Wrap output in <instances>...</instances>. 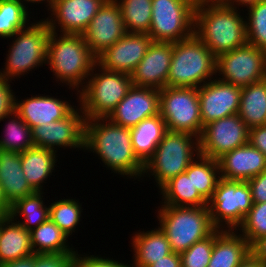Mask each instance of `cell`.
Instances as JSON below:
<instances>
[{"instance_id": "cell-1", "label": "cell", "mask_w": 266, "mask_h": 267, "mask_svg": "<svg viewBox=\"0 0 266 267\" xmlns=\"http://www.w3.org/2000/svg\"><path fill=\"white\" fill-rule=\"evenodd\" d=\"M86 151L96 155L111 173L142 182L144 165L134 154L129 128L107 118L87 119L83 152Z\"/></svg>"}, {"instance_id": "cell-2", "label": "cell", "mask_w": 266, "mask_h": 267, "mask_svg": "<svg viewBox=\"0 0 266 267\" xmlns=\"http://www.w3.org/2000/svg\"><path fill=\"white\" fill-rule=\"evenodd\" d=\"M194 34L216 57L243 47L247 44L244 10L220 0H197Z\"/></svg>"}, {"instance_id": "cell-3", "label": "cell", "mask_w": 266, "mask_h": 267, "mask_svg": "<svg viewBox=\"0 0 266 267\" xmlns=\"http://www.w3.org/2000/svg\"><path fill=\"white\" fill-rule=\"evenodd\" d=\"M97 63L82 34L50 32L46 64L53 73L55 82L75 92L78 103V92ZM61 83V84H60ZM76 90V91H75Z\"/></svg>"}, {"instance_id": "cell-4", "label": "cell", "mask_w": 266, "mask_h": 267, "mask_svg": "<svg viewBox=\"0 0 266 267\" xmlns=\"http://www.w3.org/2000/svg\"><path fill=\"white\" fill-rule=\"evenodd\" d=\"M34 21V22H33ZM33 21L23 30H19L7 39L8 53L6 52L5 65L0 69V76L9 81L20 80L30 72L45 67L47 47L50 36L48 23L43 19Z\"/></svg>"}, {"instance_id": "cell-5", "label": "cell", "mask_w": 266, "mask_h": 267, "mask_svg": "<svg viewBox=\"0 0 266 267\" xmlns=\"http://www.w3.org/2000/svg\"><path fill=\"white\" fill-rule=\"evenodd\" d=\"M217 57L193 33L173 43L167 87L199 88L216 78Z\"/></svg>"}, {"instance_id": "cell-6", "label": "cell", "mask_w": 266, "mask_h": 267, "mask_svg": "<svg viewBox=\"0 0 266 267\" xmlns=\"http://www.w3.org/2000/svg\"><path fill=\"white\" fill-rule=\"evenodd\" d=\"M156 218L159 227L165 232L172 252L182 253L195 242L210 236L214 227L207 206L185 207L160 205Z\"/></svg>"}, {"instance_id": "cell-7", "label": "cell", "mask_w": 266, "mask_h": 267, "mask_svg": "<svg viewBox=\"0 0 266 267\" xmlns=\"http://www.w3.org/2000/svg\"><path fill=\"white\" fill-rule=\"evenodd\" d=\"M199 154L198 137L167 130L153 157L145 164L141 180L149 177L159 190L170 179L185 172Z\"/></svg>"}, {"instance_id": "cell-8", "label": "cell", "mask_w": 266, "mask_h": 267, "mask_svg": "<svg viewBox=\"0 0 266 267\" xmlns=\"http://www.w3.org/2000/svg\"><path fill=\"white\" fill-rule=\"evenodd\" d=\"M132 85L130 74L108 71L96 63L78 92V104L85 119L106 118Z\"/></svg>"}, {"instance_id": "cell-9", "label": "cell", "mask_w": 266, "mask_h": 267, "mask_svg": "<svg viewBox=\"0 0 266 267\" xmlns=\"http://www.w3.org/2000/svg\"><path fill=\"white\" fill-rule=\"evenodd\" d=\"M159 114L169 131L200 137L203 124L198 88L164 87L160 90Z\"/></svg>"}, {"instance_id": "cell-10", "label": "cell", "mask_w": 266, "mask_h": 267, "mask_svg": "<svg viewBox=\"0 0 266 267\" xmlns=\"http://www.w3.org/2000/svg\"><path fill=\"white\" fill-rule=\"evenodd\" d=\"M252 206L248 183L224 178H220L207 202L211 221L220 230H237Z\"/></svg>"}, {"instance_id": "cell-11", "label": "cell", "mask_w": 266, "mask_h": 267, "mask_svg": "<svg viewBox=\"0 0 266 267\" xmlns=\"http://www.w3.org/2000/svg\"><path fill=\"white\" fill-rule=\"evenodd\" d=\"M197 0H152V41L175 43L194 33Z\"/></svg>"}, {"instance_id": "cell-12", "label": "cell", "mask_w": 266, "mask_h": 267, "mask_svg": "<svg viewBox=\"0 0 266 267\" xmlns=\"http://www.w3.org/2000/svg\"><path fill=\"white\" fill-rule=\"evenodd\" d=\"M216 77L243 88L266 79V52L246 44L217 57Z\"/></svg>"}, {"instance_id": "cell-13", "label": "cell", "mask_w": 266, "mask_h": 267, "mask_svg": "<svg viewBox=\"0 0 266 267\" xmlns=\"http://www.w3.org/2000/svg\"><path fill=\"white\" fill-rule=\"evenodd\" d=\"M85 115L77 104L65 118L32 128L34 147L59 152L62 149L84 150Z\"/></svg>"}, {"instance_id": "cell-14", "label": "cell", "mask_w": 266, "mask_h": 267, "mask_svg": "<svg viewBox=\"0 0 266 267\" xmlns=\"http://www.w3.org/2000/svg\"><path fill=\"white\" fill-rule=\"evenodd\" d=\"M249 128L238 114L204 125L199 137L200 155L218 160L248 143Z\"/></svg>"}, {"instance_id": "cell-15", "label": "cell", "mask_w": 266, "mask_h": 267, "mask_svg": "<svg viewBox=\"0 0 266 267\" xmlns=\"http://www.w3.org/2000/svg\"><path fill=\"white\" fill-rule=\"evenodd\" d=\"M105 1L54 0L46 9L48 17L43 19L51 32L82 34Z\"/></svg>"}, {"instance_id": "cell-16", "label": "cell", "mask_w": 266, "mask_h": 267, "mask_svg": "<svg viewBox=\"0 0 266 267\" xmlns=\"http://www.w3.org/2000/svg\"><path fill=\"white\" fill-rule=\"evenodd\" d=\"M126 33L119 5L115 0H106L82 36L97 58Z\"/></svg>"}, {"instance_id": "cell-17", "label": "cell", "mask_w": 266, "mask_h": 267, "mask_svg": "<svg viewBox=\"0 0 266 267\" xmlns=\"http://www.w3.org/2000/svg\"><path fill=\"white\" fill-rule=\"evenodd\" d=\"M203 126L209 122L238 114L241 88L217 77L198 88Z\"/></svg>"}, {"instance_id": "cell-18", "label": "cell", "mask_w": 266, "mask_h": 267, "mask_svg": "<svg viewBox=\"0 0 266 267\" xmlns=\"http://www.w3.org/2000/svg\"><path fill=\"white\" fill-rule=\"evenodd\" d=\"M159 102L160 90L132 85L127 95L106 118L130 129L145 118L159 114Z\"/></svg>"}, {"instance_id": "cell-19", "label": "cell", "mask_w": 266, "mask_h": 267, "mask_svg": "<svg viewBox=\"0 0 266 267\" xmlns=\"http://www.w3.org/2000/svg\"><path fill=\"white\" fill-rule=\"evenodd\" d=\"M152 42L148 34L127 32L96 58L97 64L108 71L131 74Z\"/></svg>"}, {"instance_id": "cell-20", "label": "cell", "mask_w": 266, "mask_h": 267, "mask_svg": "<svg viewBox=\"0 0 266 267\" xmlns=\"http://www.w3.org/2000/svg\"><path fill=\"white\" fill-rule=\"evenodd\" d=\"M44 94H31L24 99L15 95L14 111L32 129L65 118L76 106L67 98ZM73 103V104H72Z\"/></svg>"}, {"instance_id": "cell-21", "label": "cell", "mask_w": 266, "mask_h": 267, "mask_svg": "<svg viewBox=\"0 0 266 267\" xmlns=\"http://www.w3.org/2000/svg\"><path fill=\"white\" fill-rule=\"evenodd\" d=\"M172 54L173 43L153 41L141 62L130 74L132 84L162 90L167 86Z\"/></svg>"}, {"instance_id": "cell-22", "label": "cell", "mask_w": 266, "mask_h": 267, "mask_svg": "<svg viewBox=\"0 0 266 267\" xmlns=\"http://www.w3.org/2000/svg\"><path fill=\"white\" fill-rule=\"evenodd\" d=\"M218 163L221 178L247 182L266 169V156L247 143L224 154Z\"/></svg>"}, {"instance_id": "cell-23", "label": "cell", "mask_w": 266, "mask_h": 267, "mask_svg": "<svg viewBox=\"0 0 266 267\" xmlns=\"http://www.w3.org/2000/svg\"><path fill=\"white\" fill-rule=\"evenodd\" d=\"M139 229L131 237V252H133L131 267H148L156 261L172 253L165 232L156 226L150 230Z\"/></svg>"}, {"instance_id": "cell-24", "label": "cell", "mask_w": 266, "mask_h": 267, "mask_svg": "<svg viewBox=\"0 0 266 267\" xmlns=\"http://www.w3.org/2000/svg\"><path fill=\"white\" fill-rule=\"evenodd\" d=\"M0 186L10 206L19 199L36 192L25 178L21 153L0 149Z\"/></svg>"}, {"instance_id": "cell-25", "label": "cell", "mask_w": 266, "mask_h": 267, "mask_svg": "<svg viewBox=\"0 0 266 267\" xmlns=\"http://www.w3.org/2000/svg\"><path fill=\"white\" fill-rule=\"evenodd\" d=\"M250 254L249 243L237 230L216 229L208 267H238Z\"/></svg>"}, {"instance_id": "cell-26", "label": "cell", "mask_w": 266, "mask_h": 267, "mask_svg": "<svg viewBox=\"0 0 266 267\" xmlns=\"http://www.w3.org/2000/svg\"><path fill=\"white\" fill-rule=\"evenodd\" d=\"M58 154L53 150L39 147H33L21 153L22 170L25 178L36 192L45 190L46 181L54 175L52 173H55V167H59L57 162L60 164L58 160L60 154Z\"/></svg>"}, {"instance_id": "cell-27", "label": "cell", "mask_w": 266, "mask_h": 267, "mask_svg": "<svg viewBox=\"0 0 266 267\" xmlns=\"http://www.w3.org/2000/svg\"><path fill=\"white\" fill-rule=\"evenodd\" d=\"M32 254L30 232L9 215L0 217V265Z\"/></svg>"}, {"instance_id": "cell-28", "label": "cell", "mask_w": 266, "mask_h": 267, "mask_svg": "<svg viewBox=\"0 0 266 267\" xmlns=\"http://www.w3.org/2000/svg\"><path fill=\"white\" fill-rule=\"evenodd\" d=\"M129 131L134 154L145 166L153 157L158 144L167 131L165 121L160 114H157L145 118Z\"/></svg>"}, {"instance_id": "cell-29", "label": "cell", "mask_w": 266, "mask_h": 267, "mask_svg": "<svg viewBox=\"0 0 266 267\" xmlns=\"http://www.w3.org/2000/svg\"><path fill=\"white\" fill-rule=\"evenodd\" d=\"M158 191L160 205L202 207L207 200L197 191L192 183V162L185 172L166 182ZM162 195V196H161Z\"/></svg>"}, {"instance_id": "cell-30", "label": "cell", "mask_w": 266, "mask_h": 267, "mask_svg": "<svg viewBox=\"0 0 266 267\" xmlns=\"http://www.w3.org/2000/svg\"><path fill=\"white\" fill-rule=\"evenodd\" d=\"M238 116L249 129L266 125V79L241 88Z\"/></svg>"}, {"instance_id": "cell-31", "label": "cell", "mask_w": 266, "mask_h": 267, "mask_svg": "<svg viewBox=\"0 0 266 267\" xmlns=\"http://www.w3.org/2000/svg\"><path fill=\"white\" fill-rule=\"evenodd\" d=\"M30 239L34 254L76 253L71 239L50 218L30 231Z\"/></svg>"}, {"instance_id": "cell-32", "label": "cell", "mask_w": 266, "mask_h": 267, "mask_svg": "<svg viewBox=\"0 0 266 267\" xmlns=\"http://www.w3.org/2000/svg\"><path fill=\"white\" fill-rule=\"evenodd\" d=\"M44 194V191L35 192L19 199L11 206L8 215L27 231H32L49 219V204L44 202ZM21 217H23L22 220Z\"/></svg>"}, {"instance_id": "cell-33", "label": "cell", "mask_w": 266, "mask_h": 267, "mask_svg": "<svg viewBox=\"0 0 266 267\" xmlns=\"http://www.w3.org/2000/svg\"><path fill=\"white\" fill-rule=\"evenodd\" d=\"M31 10L22 0H0V38L9 39L25 29L34 16Z\"/></svg>"}, {"instance_id": "cell-34", "label": "cell", "mask_w": 266, "mask_h": 267, "mask_svg": "<svg viewBox=\"0 0 266 267\" xmlns=\"http://www.w3.org/2000/svg\"><path fill=\"white\" fill-rule=\"evenodd\" d=\"M1 121L5 122V128H3L4 133L1 132L4 135L0 136V149L22 153L34 147L32 129L15 111L3 117L0 123Z\"/></svg>"}, {"instance_id": "cell-35", "label": "cell", "mask_w": 266, "mask_h": 267, "mask_svg": "<svg viewBox=\"0 0 266 267\" xmlns=\"http://www.w3.org/2000/svg\"><path fill=\"white\" fill-rule=\"evenodd\" d=\"M49 218L68 236L78 233L83 218V207L79 198H61L49 203ZM77 228V229H76ZM74 233V234H73Z\"/></svg>"}, {"instance_id": "cell-36", "label": "cell", "mask_w": 266, "mask_h": 267, "mask_svg": "<svg viewBox=\"0 0 266 267\" xmlns=\"http://www.w3.org/2000/svg\"><path fill=\"white\" fill-rule=\"evenodd\" d=\"M120 7L126 32L148 34L151 26L152 0H115Z\"/></svg>"}, {"instance_id": "cell-37", "label": "cell", "mask_w": 266, "mask_h": 267, "mask_svg": "<svg viewBox=\"0 0 266 267\" xmlns=\"http://www.w3.org/2000/svg\"><path fill=\"white\" fill-rule=\"evenodd\" d=\"M218 160L198 155L192 161V183L197 191L208 201L220 180Z\"/></svg>"}, {"instance_id": "cell-38", "label": "cell", "mask_w": 266, "mask_h": 267, "mask_svg": "<svg viewBox=\"0 0 266 267\" xmlns=\"http://www.w3.org/2000/svg\"><path fill=\"white\" fill-rule=\"evenodd\" d=\"M244 10L247 44L266 52V0H260Z\"/></svg>"}, {"instance_id": "cell-39", "label": "cell", "mask_w": 266, "mask_h": 267, "mask_svg": "<svg viewBox=\"0 0 266 267\" xmlns=\"http://www.w3.org/2000/svg\"><path fill=\"white\" fill-rule=\"evenodd\" d=\"M237 231L250 246L256 240L266 236V202L253 203Z\"/></svg>"}, {"instance_id": "cell-40", "label": "cell", "mask_w": 266, "mask_h": 267, "mask_svg": "<svg viewBox=\"0 0 266 267\" xmlns=\"http://www.w3.org/2000/svg\"><path fill=\"white\" fill-rule=\"evenodd\" d=\"M214 244V232L203 240L195 242L180 253L182 267H208Z\"/></svg>"}, {"instance_id": "cell-41", "label": "cell", "mask_w": 266, "mask_h": 267, "mask_svg": "<svg viewBox=\"0 0 266 267\" xmlns=\"http://www.w3.org/2000/svg\"><path fill=\"white\" fill-rule=\"evenodd\" d=\"M90 253L91 252H89V254L84 252V254H81L76 249L72 267H131L128 262L125 263L122 262V260L118 261L117 259H113V256L110 258L105 255H96V252H94V255H90Z\"/></svg>"}, {"instance_id": "cell-42", "label": "cell", "mask_w": 266, "mask_h": 267, "mask_svg": "<svg viewBox=\"0 0 266 267\" xmlns=\"http://www.w3.org/2000/svg\"><path fill=\"white\" fill-rule=\"evenodd\" d=\"M75 253L34 254V267H72Z\"/></svg>"}, {"instance_id": "cell-43", "label": "cell", "mask_w": 266, "mask_h": 267, "mask_svg": "<svg viewBox=\"0 0 266 267\" xmlns=\"http://www.w3.org/2000/svg\"><path fill=\"white\" fill-rule=\"evenodd\" d=\"M12 81L0 76V120L14 111L15 92L11 84Z\"/></svg>"}, {"instance_id": "cell-44", "label": "cell", "mask_w": 266, "mask_h": 267, "mask_svg": "<svg viewBox=\"0 0 266 267\" xmlns=\"http://www.w3.org/2000/svg\"><path fill=\"white\" fill-rule=\"evenodd\" d=\"M253 203L266 202V169L247 181Z\"/></svg>"}, {"instance_id": "cell-45", "label": "cell", "mask_w": 266, "mask_h": 267, "mask_svg": "<svg viewBox=\"0 0 266 267\" xmlns=\"http://www.w3.org/2000/svg\"><path fill=\"white\" fill-rule=\"evenodd\" d=\"M248 143L266 156V125L249 129Z\"/></svg>"}, {"instance_id": "cell-46", "label": "cell", "mask_w": 266, "mask_h": 267, "mask_svg": "<svg viewBox=\"0 0 266 267\" xmlns=\"http://www.w3.org/2000/svg\"><path fill=\"white\" fill-rule=\"evenodd\" d=\"M148 267H182L180 254L172 252Z\"/></svg>"}, {"instance_id": "cell-47", "label": "cell", "mask_w": 266, "mask_h": 267, "mask_svg": "<svg viewBox=\"0 0 266 267\" xmlns=\"http://www.w3.org/2000/svg\"><path fill=\"white\" fill-rule=\"evenodd\" d=\"M251 254L262 263H266V236L256 240L250 246Z\"/></svg>"}, {"instance_id": "cell-48", "label": "cell", "mask_w": 266, "mask_h": 267, "mask_svg": "<svg viewBox=\"0 0 266 267\" xmlns=\"http://www.w3.org/2000/svg\"><path fill=\"white\" fill-rule=\"evenodd\" d=\"M0 267H34V254L1 264Z\"/></svg>"}, {"instance_id": "cell-49", "label": "cell", "mask_w": 266, "mask_h": 267, "mask_svg": "<svg viewBox=\"0 0 266 267\" xmlns=\"http://www.w3.org/2000/svg\"><path fill=\"white\" fill-rule=\"evenodd\" d=\"M222 3L226 4L227 6H232L235 8L243 9L252 4L257 3L260 0H220ZM241 6V7H240Z\"/></svg>"}, {"instance_id": "cell-50", "label": "cell", "mask_w": 266, "mask_h": 267, "mask_svg": "<svg viewBox=\"0 0 266 267\" xmlns=\"http://www.w3.org/2000/svg\"><path fill=\"white\" fill-rule=\"evenodd\" d=\"M238 267H264V263L250 254Z\"/></svg>"}, {"instance_id": "cell-51", "label": "cell", "mask_w": 266, "mask_h": 267, "mask_svg": "<svg viewBox=\"0 0 266 267\" xmlns=\"http://www.w3.org/2000/svg\"><path fill=\"white\" fill-rule=\"evenodd\" d=\"M11 206L7 203L2 187L0 186V217L7 216L10 212Z\"/></svg>"}, {"instance_id": "cell-52", "label": "cell", "mask_w": 266, "mask_h": 267, "mask_svg": "<svg viewBox=\"0 0 266 267\" xmlns=\"http://www.w3.org/2000/svg\"><path fill=\"white\" fill-rule=\"evenodd\" d=\"M24 1L28 6L30 5V7H33V13H34V10H38L37 8L34 9V5H43L48 9L53 3H54V0H22ZM33 5V6H32Z\"/></svg>"}]
</instances>
